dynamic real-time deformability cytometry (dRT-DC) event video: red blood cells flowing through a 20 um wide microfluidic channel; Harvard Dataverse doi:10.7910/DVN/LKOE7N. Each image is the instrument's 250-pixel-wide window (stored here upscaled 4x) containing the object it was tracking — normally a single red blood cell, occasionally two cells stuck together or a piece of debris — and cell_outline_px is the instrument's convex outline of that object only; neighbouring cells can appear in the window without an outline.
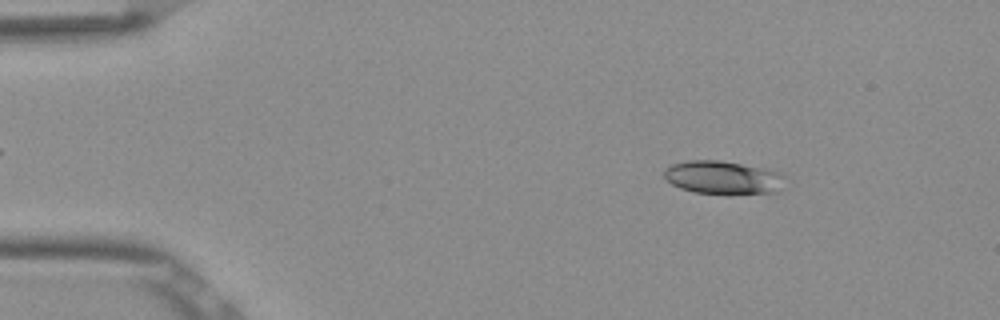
{"species": "Egyptian fruit bat (a non-hibernating species)", "species_latin": "Rousettus aegyptiacus", "temperature_condition": "room temperature", "stored_images_in_passage": 52, "camera_frame_rate_fps": 3000, "um_per_image_px": 0.085, "frame": {"image": 1, "passage_image": 7, "time_ms": 2.0, "image_size_px": [1000, 320], "cell_outline_px": [[784, 176], [776, 192], [728, 196], [696, 192], [680, 188], [672, 184], [664, 176], [664, 172], [672, 164], [688, 160], [720, 160], [764, 168], [780, 172]], "centroid_in_image_um": [61.45, 15.11], "position_along_channel_um": 23.6, "area_um2": 23.64}}
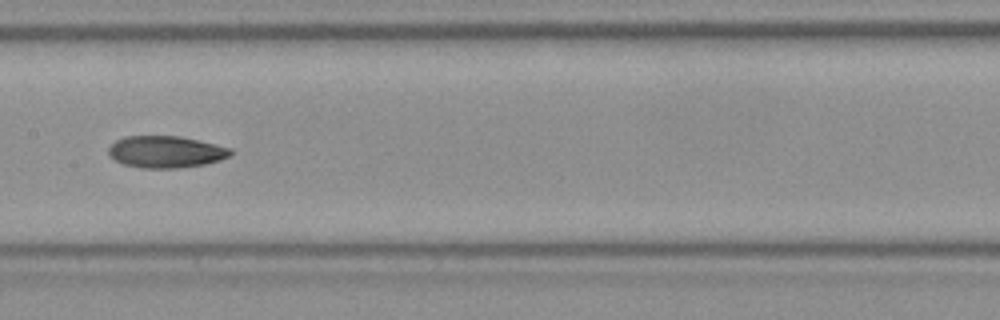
{"frame": {"image": 2, "passage_image": 26, "time_ms": 8.333, "image_size_px": [1000, 320], "cell_outline_px": [[232, 152], [228, 156], [220, 160], [204, 164], [180, 168], [144, 168], [124, 164], [108, 156], [108, 148], [116, 140], [124, 136], [180, 136], [232, 148]], "centroid_in_image_um": [14.08, 12.9], "position_along_channel_um": 193.3, "area_um2": 22.6}}
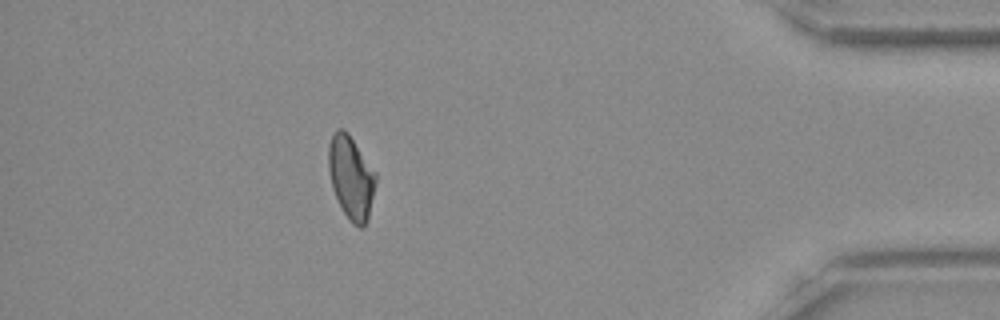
{"frame": {"image": 3, "passage_image": 46, "time_ms": 15.0, "image_size_px": [1000, 320], "cell_outline_px": [[376, 180], [368, 220], [364, 228], [360, 228], [352, 224], [348, 220], [332, 188], [328, 172], [328, 144], [336, 128], [344, 128], [348, 132], [376, 172]], "centroid_in_image_um": [29.83, 15.07], "position_along_channel_um": 405.4, "area_um2": 23.12}, "authors_computed_cell_mechanics": {"area_um2": 22.7154, "velocity_mm_per_s": 3.8867, "shape_relaxation_time_tau1_ms": null, "shape_relaxation_time_tau2_ms": 9.5218, "deformation_change_tau1": null, "deformation_change_tau2": 0.1868}}